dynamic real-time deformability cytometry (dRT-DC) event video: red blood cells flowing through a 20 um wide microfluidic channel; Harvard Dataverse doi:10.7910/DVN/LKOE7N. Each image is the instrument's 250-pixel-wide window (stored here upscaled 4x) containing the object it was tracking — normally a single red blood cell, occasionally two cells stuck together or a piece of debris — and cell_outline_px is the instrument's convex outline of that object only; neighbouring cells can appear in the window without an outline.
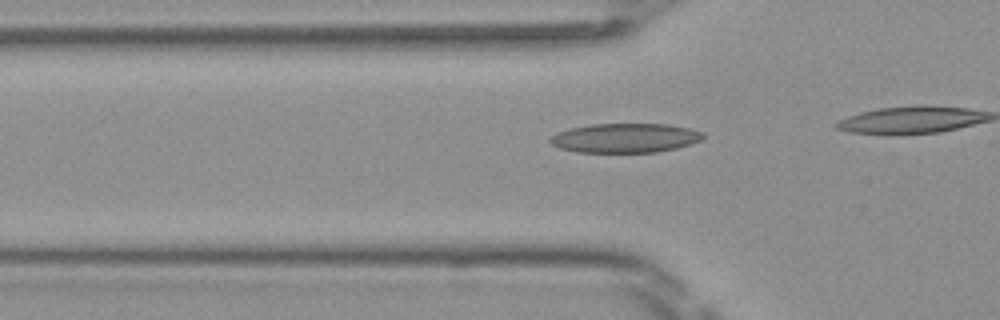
{"species": "Egyptian fruit bat (a non-hibernating species)", "species_latin": "Rousettus aegyptiacus", "temperature_condition": "room temperature", "stored_images_in_passage": 10, "camera_frame_rate_fps": 3000, "um_per_image_px": 0.085, "frame": {"image": 1, "passage_image": 5, "time_ms": 1.333, "image_size_px": [1000, 320], "cell_outline_px": [[704, 136], [700, 140], [692, 144], [676, 148], [656, 152], [576, 152], [560, 148], [552, 144], [548, 140], [552, 136], [560, 132], [572, 128], [592, 124], [668, 124], [688, 128], [704, 132]], "centroid_in_image_um": [53.17, 11.73], "position_along_channel_um": 72.6, "area_um2": 25.95}}
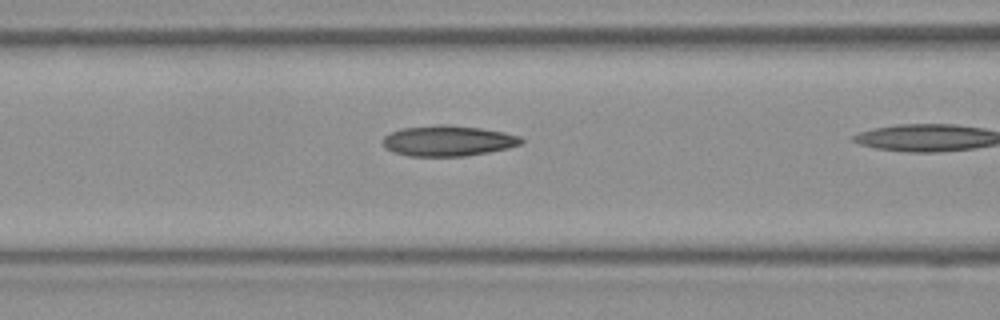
{"frame": {"image": 2, "passage_image": 9, "time_ms": 2.667, "image_size_px": [1000, 320], "cell_outline_px": [[524, 140], [520, 144], [508, 148], [468, 156], [408, 156], [392, 152], [384, 148], [380, 140], [384, 136], [400, 128], [436, 124], [448, 124], [480, 128], [504, 132], [520, 136]], "centroid_in_image_um": [38.03, 11.96], "position_along_channel_um": 128.6, "area_um2": 25.03}}